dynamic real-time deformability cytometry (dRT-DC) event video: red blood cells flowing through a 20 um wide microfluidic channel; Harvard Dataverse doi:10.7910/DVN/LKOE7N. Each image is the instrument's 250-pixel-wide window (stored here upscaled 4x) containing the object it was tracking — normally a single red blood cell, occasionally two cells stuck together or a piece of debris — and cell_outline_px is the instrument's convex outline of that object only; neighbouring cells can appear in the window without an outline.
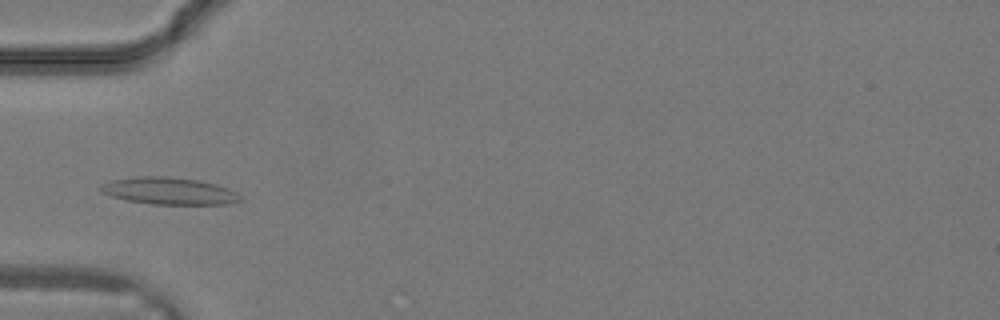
{"species": "common noctule bat (a hibernating species)", "species_latin": "Nyctalus noctula", "temperature_condition": "warm", "stored_images_in_passage": 31, "camera_frame_rate_fps": 3000, "um_per_image_px": 0.085, "animal": {"sex": "male", "body_mass_g": 19.2, "forearm_length_mm": 51.8}, "frame": {"image": 1, "passage_image": 10, "time_ms": 3.0, "image_size_px": [1000, 320], "cell_outline_px": [[244, 200], [228, 204], [152, 204], [128, 200], [112, 196], [100, 192], [100, 184], [112, 180], [140, 176], [168, 176], [200, 180], [216, 184], [228, 188], [236, 192]], "centroid_in_image_um": [14.4, 16.22], "position_along_channel_um": 70.6, "area_um2": 22.08}}
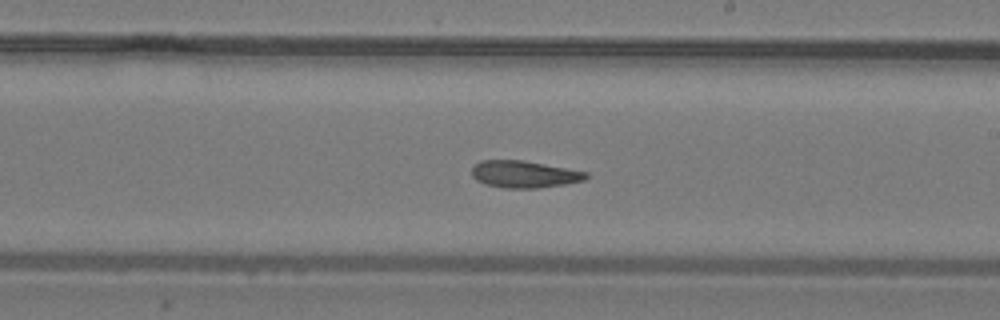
{"frame": {"image": 2, "passage_image": 18, "time_ms": 5.667, "image_size_px": [1000, 320], "cell_outline_px": [[588, 176], [584, 180], [564, 184], [536, 188], [504, 188], [484, 184], [476, 180], [472, 176], [472, 164], [480, 160], [520, 160], [588, 172]], "centroid_in_image_um": [44.49, 14.81], "position_along_channel_um": 244.5, "area_um2": 17.92}}
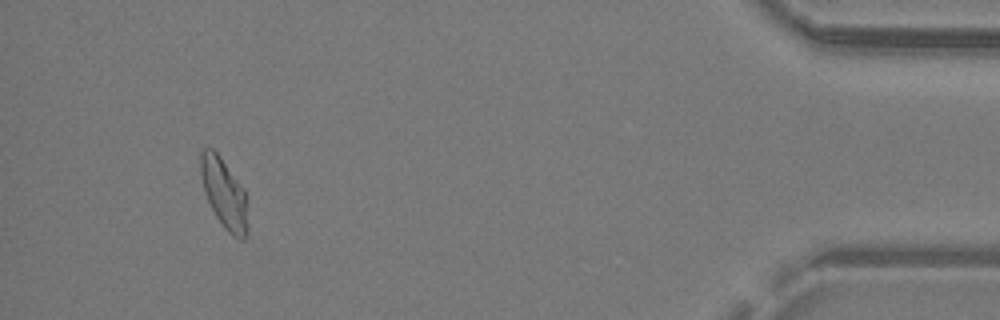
{"frame": {"image": 3, "passage_image": 29, "time_ms": 9.333, "image_size_px": [1000, 320], "cell_outline_px": [[248, 228], [244, 240], [240, 240], [232, 236], [224, 228], [216, 216], [204, 192], [200, 176], [200, 152], [204, 148], [212, 148], [220, 156], [244, 188]], "centroid_in_image_um": [19.04, 16.44], "position_along_channel_um": 416.2, "area_um2": 19.19}}